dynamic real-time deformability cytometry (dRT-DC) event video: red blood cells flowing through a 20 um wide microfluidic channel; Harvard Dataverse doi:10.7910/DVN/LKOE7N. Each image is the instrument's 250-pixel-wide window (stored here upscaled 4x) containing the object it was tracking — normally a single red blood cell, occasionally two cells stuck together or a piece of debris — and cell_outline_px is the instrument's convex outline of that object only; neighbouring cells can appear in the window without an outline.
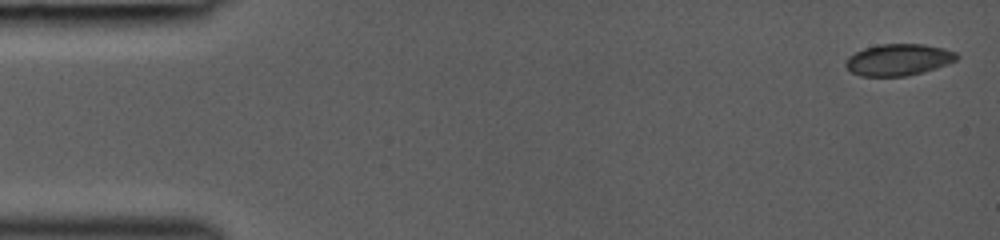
{"species": "common noctule bat (a hibernating species)", "species_latin": "Nyctalus noctula", "temperature_condition": "room temperature", "stored_images_in_passage": 43, "camera_frame_rate_fps": 3000, "um_per_image_px": 0.085, "animal": {"sex": "female", "body_mass_g": 19.0, "forearm_length_mm": 53.3}, "frame": {"image": 1, "passage_image": 1, "time_ms": 0.0, "image_size_px": [1000, 240], "cell_outline_px": [[960, 56], [956, 60], [948, 64], [936, 68], [904, 76], [860, 76], [852, 72], [844, 64], [848, 56], [864, 48], [880, 44], [924, 44], [944, 48], [956, 52]], "centroid_in_image_um": [76.38, 5.07], "position_along_channel_um": 8.6, "area_um2": 20.4}}
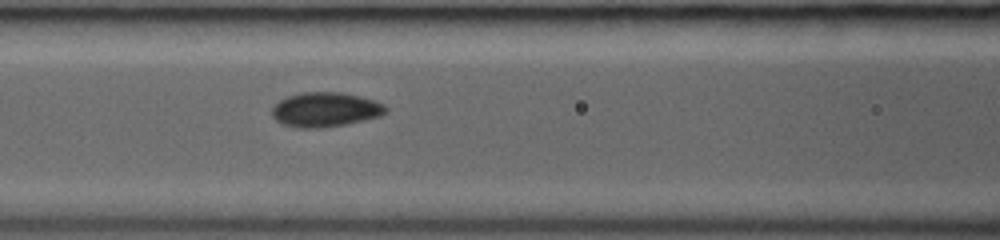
{"frame": {"image": 2, "passage_image": 19, "time_ms": 6.0, "image_size_px": [1000, 240], "cell_outline_px": [[388, 112], [380, 116], [364, 120], [324, 128], [300, 128], [280, 124], [272, 116], [272, 108], [280, 100], [288, 96], [304, 92], [340, 92], [360, 96], [376, 100], [384, 104], [388, 108]], "centroid_in_image_um": [27.67, 9.32], "position_along_channel_um": 138.9, "area_um2": 23.06}}
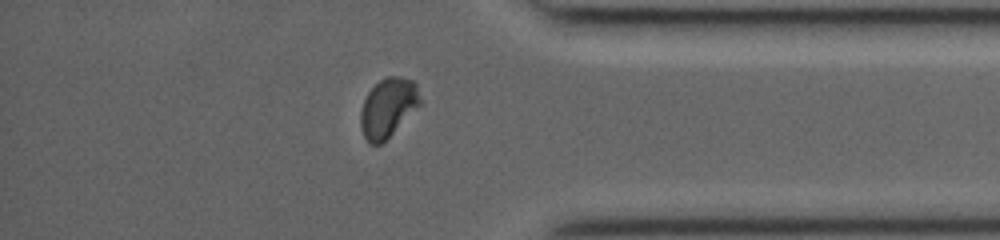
{"frame": {"image": 3, "passage_image": 37, "time_ms": 12.0, "image_size_px": [1000, 240], "cell_outline_px": [[420, 104], [380, 144], [372, 144], [364, 136], [360, 124], [360, 112], [364, 100], [368, 92], [380, 80], [388, 76], [400, 76], [412, 80], [416, 84], [420, 100]], "centroid_in_image_um": [32.95, 9.11], "position_along_channel_um": 402.2, "area_um2": 19.83}}